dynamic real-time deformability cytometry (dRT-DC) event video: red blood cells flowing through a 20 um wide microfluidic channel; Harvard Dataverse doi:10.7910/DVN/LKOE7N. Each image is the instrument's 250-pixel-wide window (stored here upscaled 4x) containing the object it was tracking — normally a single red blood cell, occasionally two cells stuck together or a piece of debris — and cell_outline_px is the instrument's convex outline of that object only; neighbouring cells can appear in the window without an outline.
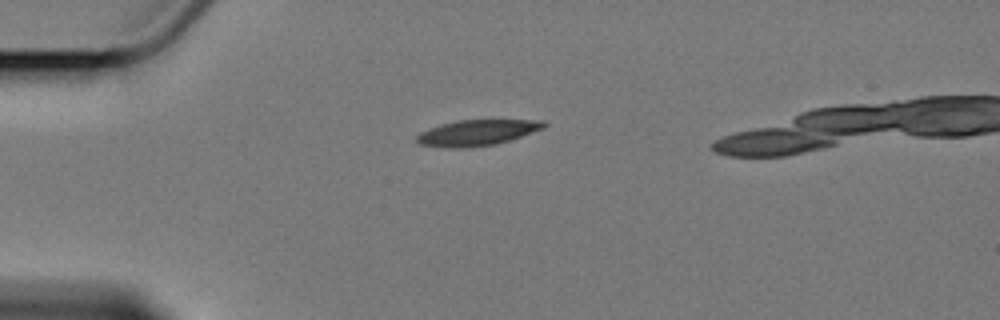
{"species": "Egyptian fruit bat (a non-hibernating species)", "species_latin": "Rousettus aegyptiacus", "temperature_condition": "cold", "stored_images_in_passage": 6, "segment_of_instrument_passage": [1, 2], "camera_frame_rate_fps": 3000, "um_per_image_px": 0.085, "animal": {"sex": "female"}, "frame": {"image": 1, "passage_image": 3, "time_ms": 4.333, "image_size_px": [1000, 320], "cell_outline_px": [[548, 124], [544, 128], [496, 144], [464, 148], [452, 148], [420, 144], [416, 140], [416, 136], [420, 132], [440, 124], [456, 120], [544, 120]], "centroid_in_image_um": [40.54, 11.27], "position_along_channel_um": 44.5, "area_um2": 18.96}}
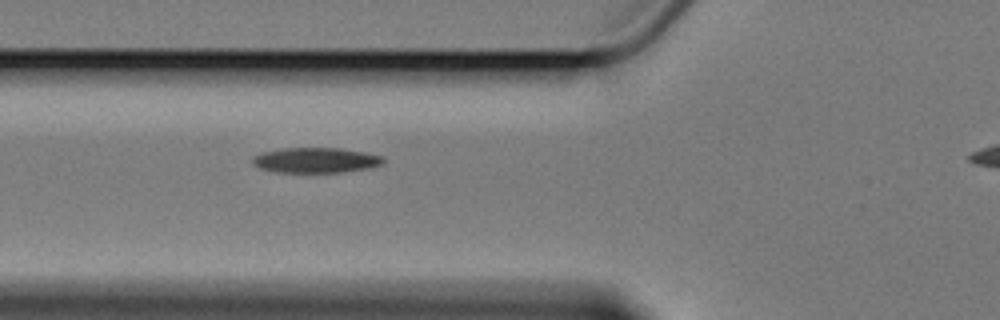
{"frame": {"image": 2, "passage_image": 5, "time_ms": 6.667, "image_size_px": [1000, 320], "cell_outline_px": [[384, 164], [368, 168], [340, 172], [276, 172], [260, 168], [252, 164], [252, 156], [260, 152], [284, 148], [340, 148], [364, 152], [380, 156], [384, 160]], "centroid_in_image_um": [26.79, 13.61], "position_along_channel_um": 99.0, "area_um2": 19.19}}